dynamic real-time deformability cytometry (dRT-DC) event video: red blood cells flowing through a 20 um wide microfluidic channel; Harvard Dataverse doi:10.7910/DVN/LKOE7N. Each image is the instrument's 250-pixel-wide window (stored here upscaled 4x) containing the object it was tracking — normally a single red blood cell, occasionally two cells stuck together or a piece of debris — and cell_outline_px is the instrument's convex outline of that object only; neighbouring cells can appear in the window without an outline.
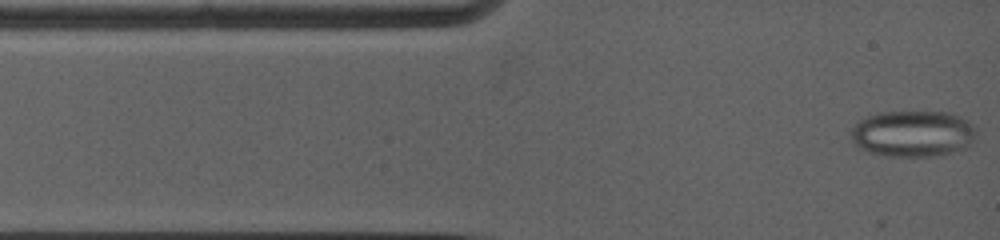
{"species": "common noctule bat (a hibernating species)", "species_latin": "Nyctalus noctula", "temperature_condition": "warm", "stored_images_in_passage": 74, "camera_frame_rate_fps": 5000, "um_per_image_px": 0.085, "animal": {"sex": "female", "body_mass_g": 19.0, "forearm_length_mm": 53.3}, "frame": {"image": 1, "passage_image": 1, "time_ms": 0.0, "image_size_px": [1000, 240], "cell_outline_px": [[976, 128], [972, 140], [968, 148], [936, 156], [888, 156], [868, 152], [856, 148], [848, 132], [860, 120], [868, 116], [880, 112], [948, 112], [960, 116], [968, 120]], "centroid_in_image_um": [77.57, 11.37], "position_along_channel_um": 7.4, "area_um2": 34.1}}
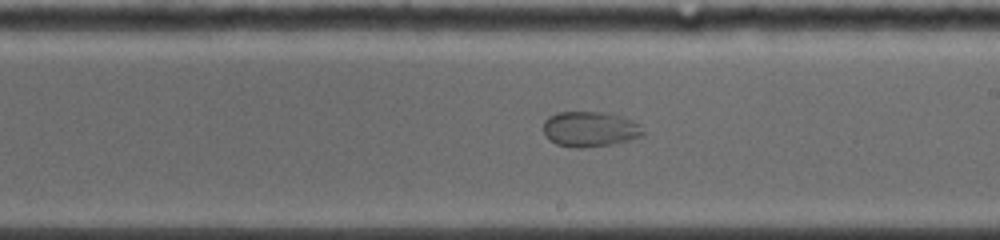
{"frame": {"image": 2, "passage_image": 37, "time_ms": 7.2, "image_size_px": [1000, 240], "cell_outline_px": [[644, 136], [612, 144], [580, 148], [576, 148], [556, 144], [548, 140], [544, 136], [544, 120], [548, 116], [556, 112], [600, 112], [620, 116], [632, 120], [640, 124], [644, 132]], "centroid_in_image_um": [50.12, 10.98], "position_along_channel_um": 238.9, "area_um2": 20.63}}
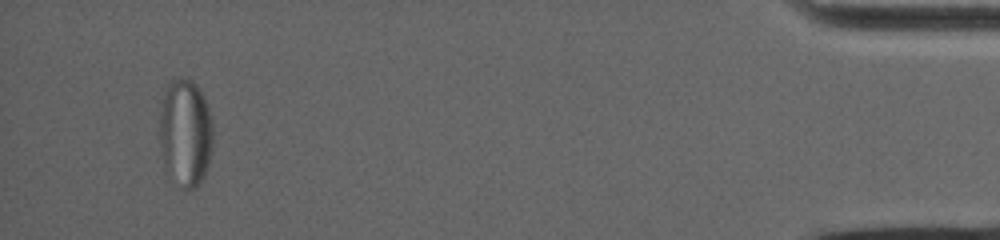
{"frame": {"image": 3, "passage_image": 74, "time_ms": 14.6, "image_size_px": [1000, 240], "cell_outline_px": [[212, 148], [208, 164], [204, 176], [200, 184], [196, 188], [184, 192], [180, 188], [164, 164], [160, 152], [160, 112], [164, 92], [168, 84], [172, 80], [188, 80], [196, 84], [200, 88], [204, 96], [212, 120]], "centroid_in_image_um": [15.77, 11.34], "position_along_channel_um": 419.4, "area_um2": 33.64}}